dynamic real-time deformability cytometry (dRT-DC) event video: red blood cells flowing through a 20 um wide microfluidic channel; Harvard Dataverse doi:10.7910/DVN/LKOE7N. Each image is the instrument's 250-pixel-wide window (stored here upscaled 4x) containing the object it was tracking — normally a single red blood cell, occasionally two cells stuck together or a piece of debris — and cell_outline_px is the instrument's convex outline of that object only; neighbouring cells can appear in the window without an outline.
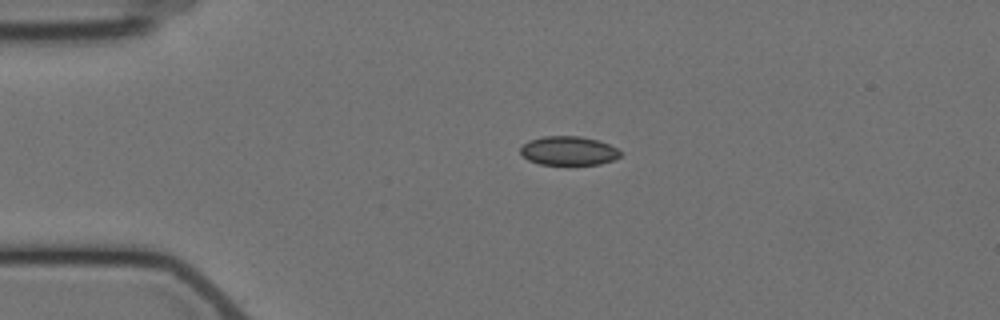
{"species": "Egyptian fruit bat (a non-hibernating species)", "species_latin": "Rousettus aegyptiacus", "temperature_condition": "cold", "stored_images_in_passage": 3, "camera_frame_rate_fps": 3000, "um_per_image_px": 0.085, "animal": {"sex": "female"}, "frame": {"image": 1, "passage_image": 1, "time_ms": 0.0, "image_size_px": [1000, 320], "cell_outline_px": [[620, 156], [612, 160], [600, 164], [540, 164], [528, 160], [520, 152], [520, 148], [528, 140], [544, 136], [580, 136], [596, 140], [608, 144], [616, 148], [620, 152]], "centroid_in_image_um": [48.3, 12.81], "position_along_channel_um": 36.7, "area_um2": 16.65}}